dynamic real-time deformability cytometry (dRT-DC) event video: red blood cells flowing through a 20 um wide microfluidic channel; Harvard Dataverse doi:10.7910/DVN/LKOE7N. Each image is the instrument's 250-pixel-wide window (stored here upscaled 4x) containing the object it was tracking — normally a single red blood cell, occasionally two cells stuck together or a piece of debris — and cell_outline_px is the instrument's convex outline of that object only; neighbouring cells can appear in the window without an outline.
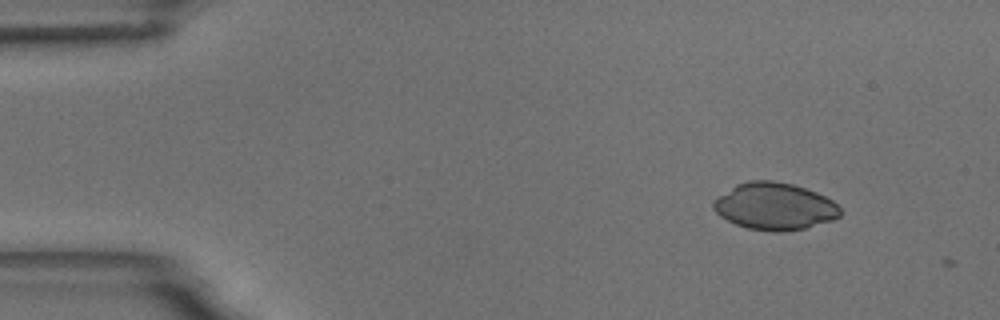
{"species": "common noctule bat (a hibernating species)", "species_latin": "Nyctalus noctula", "temperature_condition": "room temperature", "stored_images_in_passage": 3, "camera_frame_rate_fps": 3000, "um_per_image_px": 0.085, "animal": {"sex": "male", "body_mass_g": 18.8}, "frame": {"image": 1, "passage_image": 1, "time_ms": 0.0, "image_size_px": [1000, 320], "cell_outline_px": [[840, 216], [832, 220], [804, 228], [784, 232], [772, 232], [748, 228], [736, 224], [720, 216], [712, 208], [712, 200], [736, 184], [748, 180], [772, 180], [792, 184], [816, 192], [832, 200], [840, 208]], "centroid_in_image_um": [65.81, 17.53], "position_along_channel_um": 19.2, "area_um2": 34.8}}